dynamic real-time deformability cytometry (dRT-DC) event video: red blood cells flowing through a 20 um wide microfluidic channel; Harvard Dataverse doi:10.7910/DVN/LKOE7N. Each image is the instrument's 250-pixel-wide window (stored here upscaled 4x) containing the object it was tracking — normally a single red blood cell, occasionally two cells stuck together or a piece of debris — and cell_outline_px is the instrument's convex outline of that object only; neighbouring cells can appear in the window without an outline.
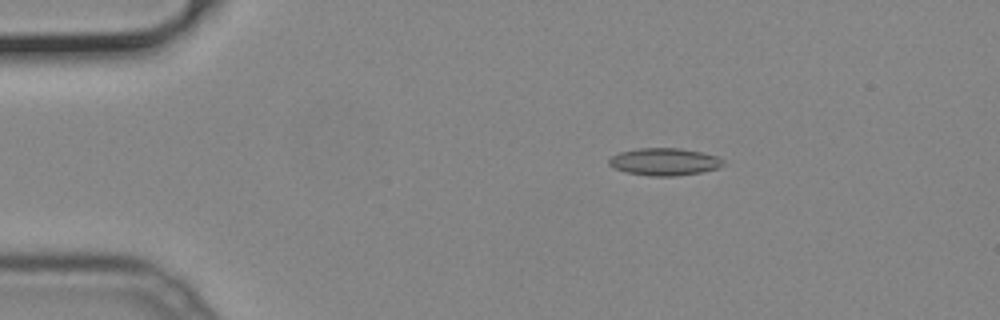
{"species": "common noctule bat (a hibernating species)", "species_latin": "Nyctalus noctula", "temperature_condition": "cold", "stored_images_in_passage": 52, "camera_frame_rate_fps": 3000, "um_per_image_px": 0.085, "animal": {"sex": "male", "body_mass_g": 19.2, "forearm_length_mm": 51.8}, "frame": {"image": 1, "passage_image": 10, "time_ms": 3.0, "image_size_px": [1000, 320], "cell_outline_px": [[724, 164], [716, 168], [700, 172], [676, 176], [648, 176], [624, 172], [612, 168], [608, 164], [608, 160], [612, 156], [620, 152], [640, 148], [680, 148], [700, 152], [716, 156], [724, 160]], "centroid_in_image_um": [56.42, 13.75], "position_along_channel_um": 28.6, "area_um2": 18.21}}
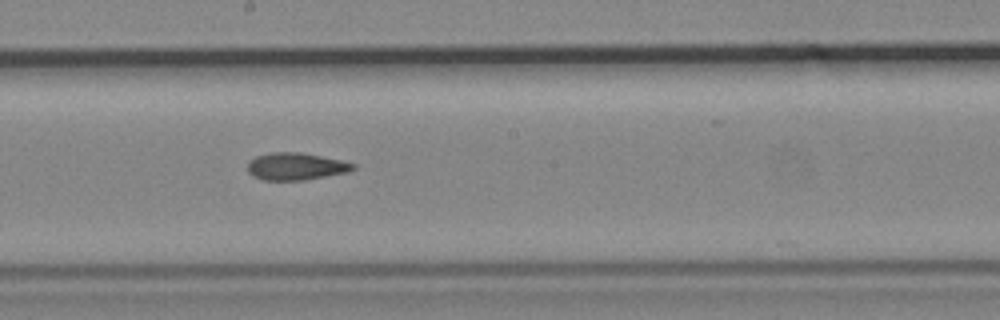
{"frame": {"image": 2, "passage_image": 29, "time_ms": 9.333, "image_size_px": [1000, 320], "cell_outline_px": [[356, 168], [348, 172], [304, 180], [264, 180], [252, 176], [248, 172], [248, 160], [256, 156], [272, 152], [300, 152], [340, 160], [356, 164]], "centroid_in_image_um": [25.13, 14.14], "position_along_channel_um": 223.1, "area_um2": 16.76}}
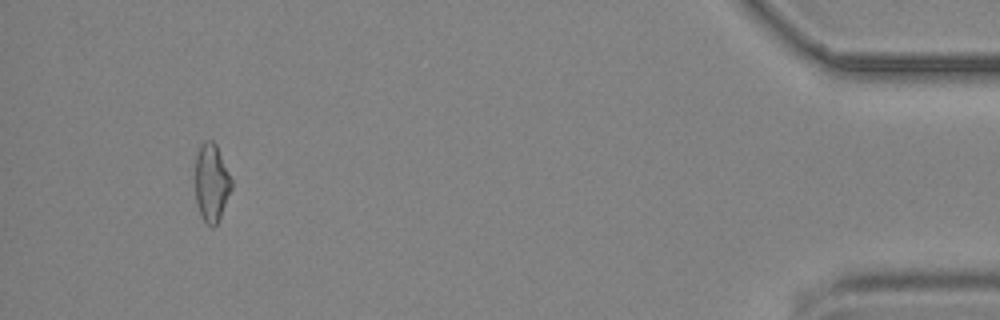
{"frame": {"image": 3, "passage_image": 49, "time_ms": 16.0, "image_size_px": [1000, 320], "cell_outline_px": [[232, 188], [220, 216], [216, 224], [212, 228], [200, 216], [196, 204], [196, 152], [200, 144], [204, 140], [212, 140], [216, 144], [232, 180]], "centroid_in_image_um": [17.97, 15.51], "position_along_channel_um": 417.2, "area_um2": 16.42}}